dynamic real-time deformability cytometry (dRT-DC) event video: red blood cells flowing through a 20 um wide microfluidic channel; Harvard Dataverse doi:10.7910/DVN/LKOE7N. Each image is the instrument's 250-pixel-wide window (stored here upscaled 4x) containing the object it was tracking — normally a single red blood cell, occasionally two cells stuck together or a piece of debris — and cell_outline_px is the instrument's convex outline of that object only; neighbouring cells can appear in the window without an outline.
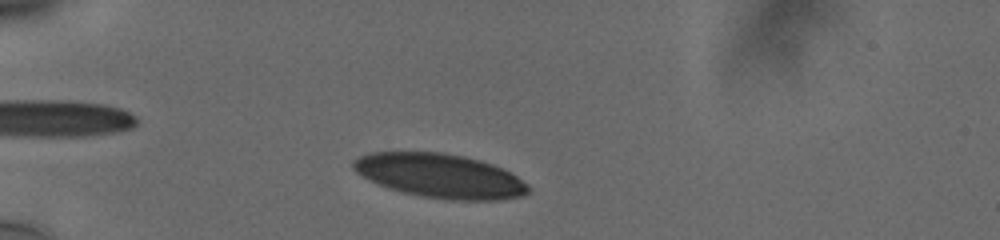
{"species": "human", "species_latin": "Homo sapiens", "temperature_condition": "cold", "stored_images_in_passage": 39, "camera_frame_rate_fps": 3000, "um_per_image_px": 0.085, "donor": {"sex": "male"}, "frame": {"image": 1, "passage_image": 5, "time_ms": 1.333, "image_size_px": [1000, 240], "cell_outline_px": [[532, 188], [524, 196], [500, 200], [448, 200], [420, 196], [388, 188], [376, 184], [356, 172], [352, 168], [352, 160], [360, 156], [372, 152], [444, 152], [464, 156], [480, 160], [492, 164], [516, 176], [528, 184]], "centroid_in_image_um": [37.4, 14.95], "position_along_channel_um": 47.6, "area_um2": 45.2}}
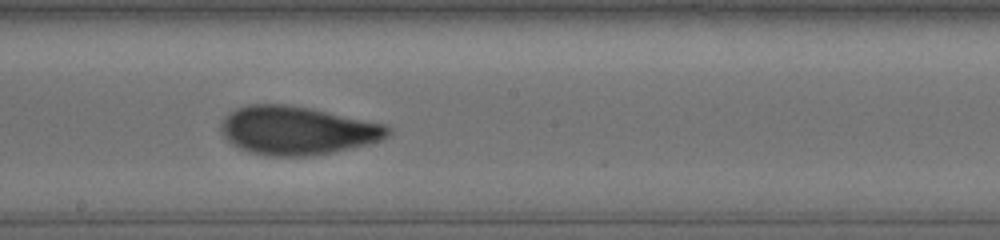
{"frame": {"image": 2, "passage_image": 22, "time_ms": 7.0, "image_size_px": [1000, 240], "cell_outline_px": [[392, 132], [388, 136], [372, 144], [312, 156], [264, 156], [248, 152], [224, 140], [220, 132], [220, 124], [224, 116], [236, 108], [248, 104], [284, 104], [308, 108], [388, 124], [392, 128]], "centroid_in_image_um": [25.25, 11.1], "position_along_channel_um": 222.9, "area_um2": 47.74}}
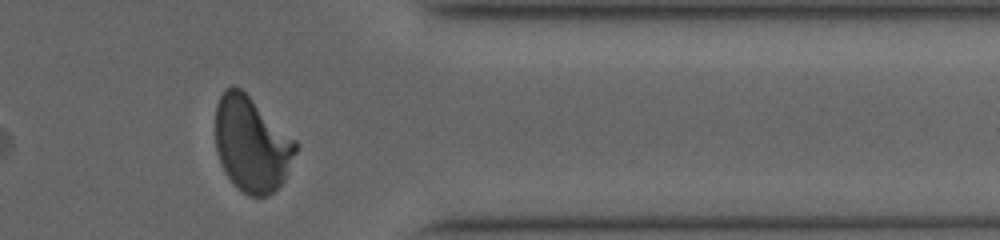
{"frame": {"image": 3, "passage_image": 36, "time_ms": 11.667, "image_size_px": [1000, 240], "cell_outline_px": [[300, 148], [284, 180], [268, 196], [248, 196], [224, 172], [220, 164], [216, 152], [216, 104], [224, 88], [232, 84], [240, 88], [296, 140], [300, 144]], "centroid_in_image_um": [21.4, 12.24], "position_along_channel_um": 390.0, "area_um2": 44.62}, "authors_computed_cell_mechanics": {"area_um2": 45.8354, "velocity_mm_per_s": 3.7528, "shape_relaxation_time_tau1_ms": 5.5771, "shape_relaxation_time_tau2_ms": 0.9877, "deformation_change_tau1": 0.2013, "deformation_change_tau2": 0.0516}}